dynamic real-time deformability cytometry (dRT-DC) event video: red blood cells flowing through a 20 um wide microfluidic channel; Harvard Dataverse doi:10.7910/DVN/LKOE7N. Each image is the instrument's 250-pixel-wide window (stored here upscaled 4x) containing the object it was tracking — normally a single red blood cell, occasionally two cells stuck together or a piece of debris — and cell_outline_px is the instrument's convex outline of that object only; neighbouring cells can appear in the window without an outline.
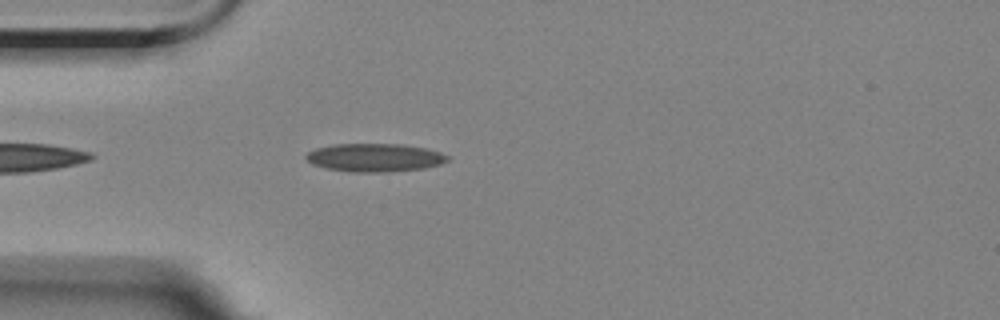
{"species": "Egyptian fruit bat (a non-hibernating species)", "species_latin": "Rousettus aegyptiacus", "temperature_condition": "room temperature", "stored_images_in_passage": 2, "camera_frame_rate_fps": 3000, "um_per_image_px": 0.085, "animal": {"sex": "female"}, "frame": {"image": 1, "passage_image": 2, "time_ms": 1.0, "image_size_px": [1000, 320], "cell_outline_px": [[448, 160], [440, 164], [424, 168], [384, 172], [352, 172], [328, 168], [312, 164], [304, 156], [308, 152], [316, 148], [332, 144], [400, 144], [424, 148], [440, 152], [448, 156]], "centroid_in_image_um": [31.83, 13.39], "position_along_channel_um": 53.2, "area_um2": 23.06}}